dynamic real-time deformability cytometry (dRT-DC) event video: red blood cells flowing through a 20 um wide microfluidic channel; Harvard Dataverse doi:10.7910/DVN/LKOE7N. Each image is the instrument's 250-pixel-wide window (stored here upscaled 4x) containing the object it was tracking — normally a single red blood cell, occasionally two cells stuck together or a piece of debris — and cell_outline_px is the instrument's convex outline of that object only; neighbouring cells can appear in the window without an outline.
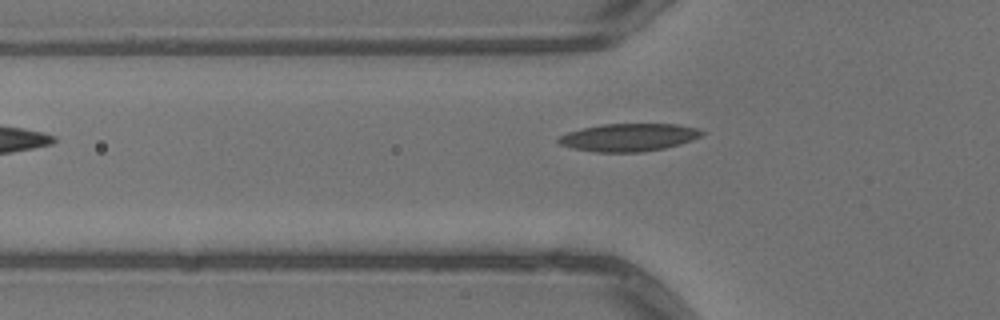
{"species": "common noctule bat (a hibernating species)", "species_latin": "Nyctalus noctula", "temperature_condition": "warm", "stored_images_in_passage": 3, "camera_frame_rate_fps": 3000, "um_per_image_px": 0.085, "animal": {"sex": "male", "body_mass_g": 13.3}, "frame": {"image": 1, "passage_image": 3, "time_ms": 0.667, "image_size_px": [1000, 320], "cell_outline_px": [[704, 132], [700, 136], [692, 140], [680, 144], [664, 148], [640, 152], [596, 152], [572, 148], [560, 144], [556, 140], [560, 136], [568, 132], [580, 128], [600, 124], [676, 124], [696, 128]], "centroid_in_image_um": [53.41, 11.67], "position_along_channel_um": 72.4, "area_um2": 23.12}}